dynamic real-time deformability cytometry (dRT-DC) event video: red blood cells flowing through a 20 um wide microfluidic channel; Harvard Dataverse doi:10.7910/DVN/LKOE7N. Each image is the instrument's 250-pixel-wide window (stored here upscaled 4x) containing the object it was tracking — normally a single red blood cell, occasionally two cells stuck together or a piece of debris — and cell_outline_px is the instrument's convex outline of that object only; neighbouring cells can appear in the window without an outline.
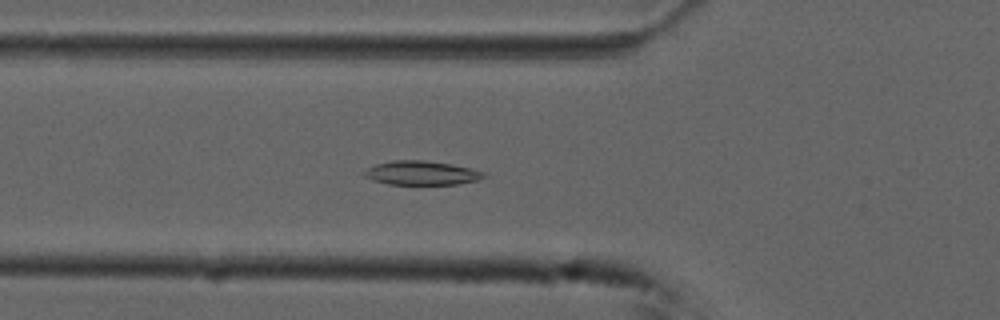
{"species": "common noctule bat (a hibernating species)", "species_latin": "Nyctalus noctula", "temperature_condition": "cold", "stored_images_in_passage": 38, "camera_frame_rate_fps": 3000, "um_per_image_px": 0.085, "animal": {"sex": "male", "forearm_length_mm": 52.5}, "frame": {"image": 1, "passage_image": 16, "time_ms": 5.0, "image_size_px": [1000, 320], "cell_outline_px": [[488, 176], [480, 180], [456, 184], [388, 184], [372, 180], [364, 176], [360, 172], [376, 164], [392, 160], [424, 160], [452, 164], [472, 168], [484, 172]], "centroid_in_image_um": [35.84, 14.7], "position_along_channel_um": 90.0, "area_um2": 16.94}}
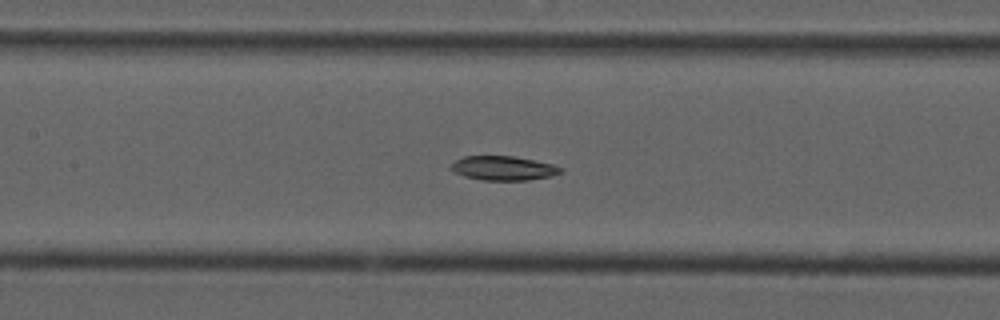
{"frame": {"image": 2, "passage_image": 22, "time_ms": 7.0, "image_size_px": [1000, 320], "cell_outline_px": [[564, 172], [552, 176], [528, 180], [484, 180], [464, 176], [452, 172], [448, 168], [456, 160], [464, 156], [512, 156], [552, 164], [564, 168]], "centroid_in_image_um": [42.78, 14.3], "position_along_channel_um": 164.6, "area_um2": 15.55}}
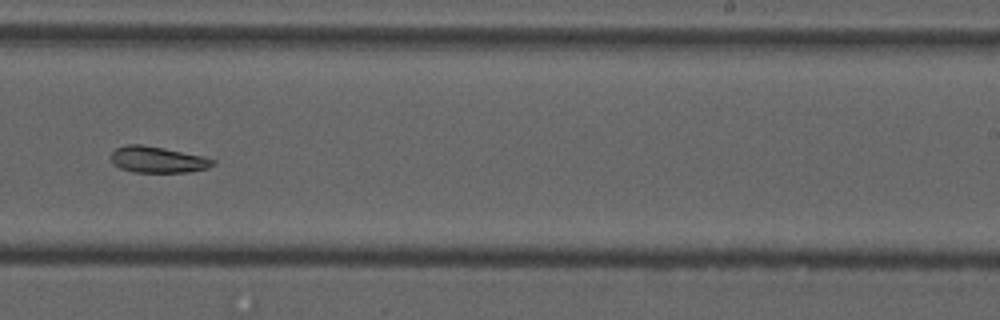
{"frame": {"image": 3, "passage_image": 31, "time_ms": 10.0, "image_size_px": [1000, 320], "cell_outline_px": [[216, 164], [208, 168], [188, 172], [132, 172], [120, 168], [112, 164], [112, 152], [116, 148], [128, 144], [140, 144], [164, 148], [204, 156], [216, 160]], "centroid_in_image_um": [13.43, 13.57], "position_along_channel_um": 275.6, "area_um2": 15.66}}